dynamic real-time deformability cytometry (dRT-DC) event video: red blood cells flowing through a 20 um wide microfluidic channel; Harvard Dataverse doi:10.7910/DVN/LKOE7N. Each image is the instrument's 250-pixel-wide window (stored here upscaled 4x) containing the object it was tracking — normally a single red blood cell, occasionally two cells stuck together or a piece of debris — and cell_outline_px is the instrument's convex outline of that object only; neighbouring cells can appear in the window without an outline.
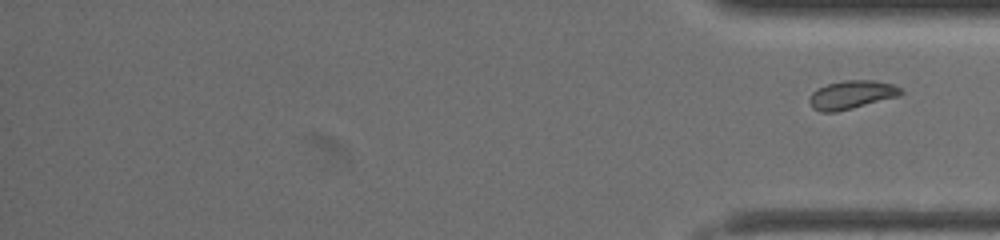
{"species": "common noctule bat (a hibernating species)", "species_latin": "Nyctalus noctula", "temperature_condition": "warm", "stored_images_in_passage": 30, "segment_of_instrument_passage": [2, 2], "camera_frame_rate_fps": 3000, "um_per_image_px": 0.085, "animal": {"sex": "female", "body_mass_g": 19.5, "forearm_length_mm": 54.1}, "frame": {"image": 1, "passage_image": 30, "time_ms": 17.667, "image_size_px": [1000, 240], "cell_outline_px": [[904, 92], [900, 96], [852, 108], [832, 112], [820, 112], [812, 108], [808, 100], [812, 92], [816, 88], [828, 84], [844, 80], [872, 80], [892, 84], [900, 88]], "centroid_in_image_um": [72.36, 8.05], "position_along_channel_um": 362.8, "area_um2": 15.14}}